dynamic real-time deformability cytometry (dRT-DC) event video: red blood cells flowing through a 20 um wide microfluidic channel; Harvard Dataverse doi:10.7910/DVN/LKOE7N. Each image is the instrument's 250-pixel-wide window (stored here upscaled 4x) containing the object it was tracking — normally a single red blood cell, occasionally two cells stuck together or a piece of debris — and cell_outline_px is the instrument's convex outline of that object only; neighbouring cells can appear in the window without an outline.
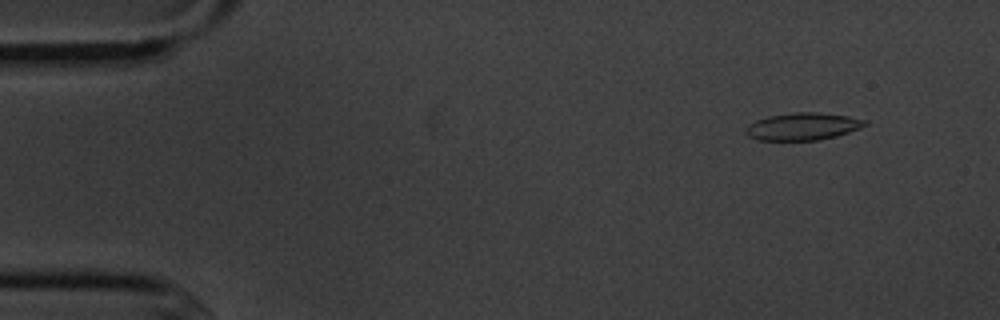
{"species": "common noctule bat (a hibernating species)", "species_latin": "Nyctalus noctula", "temperature_condition": "cold", "stored_images_in_passage": 6, "camera_frame_rate_fps": 3000, "um_per_image_px": 0.085, "animal": {"sex": "male", "body_mass_g": 20.1, "forearm_length_mm": 53.5}, "frame": {"image": 1, "passage_image": 2, "time_ms": 1.333, "image_size_px": [1000, 320], "cell_outline_px": [[868, 124], [860, 128], [836, 136], [820, 140], [756, 140], [748, 136], [744, 128], [748, 124], [756, 120], [768, 116], [792, 112], [820, 112], [848, 116], [868, 120]], "centroid_in_image_um": [68.23, 10.74], "position_along_channel_um": 16.8, "area_um2": 19.19}}
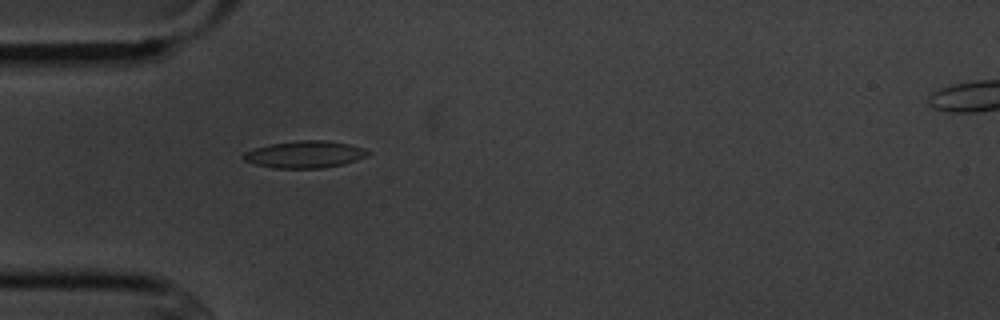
{"frame": {"image": 2, "passage_image": 5, "time_ms": 5.0, "image_size_px": [1000, 320], "cell_outline_px": [[372, 152], [368, 156], [344, 164], [324, 168], [272, 168], [252, 164], [244, 160], [240, 156], [244, 152], [252, 148], [272, 144], [296, 140], [328, 140], [348, 144], [364, 148]], "centroid_in_image_um": [25.89, 13.13], "position_along_channel_um": 59.1, "area_um2": 19.94}}